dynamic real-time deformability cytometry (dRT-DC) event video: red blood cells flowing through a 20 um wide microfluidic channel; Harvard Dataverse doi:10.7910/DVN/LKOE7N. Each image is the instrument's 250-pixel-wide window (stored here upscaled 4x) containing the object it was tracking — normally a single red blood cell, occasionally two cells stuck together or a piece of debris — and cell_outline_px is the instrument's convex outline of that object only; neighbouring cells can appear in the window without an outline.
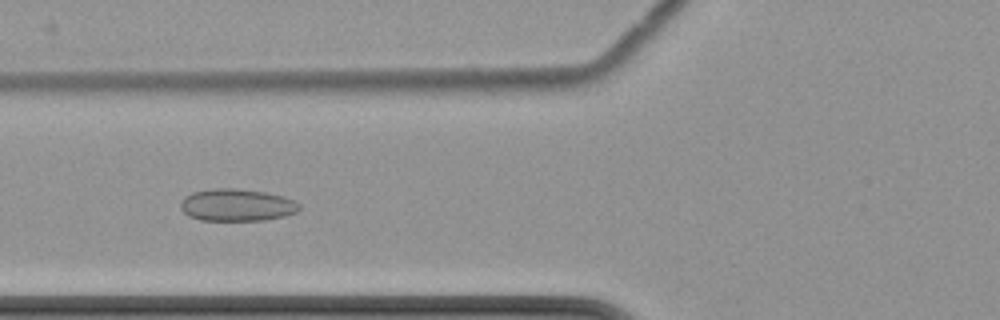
{"species": "common noctule bat (a hibernating species)", "species_latin": "Nyctalus noctula", "temperature_condition": "cold", "stored_images_in_passage": 11, "camera_frame_rate_fps": 3000, "um_per_image_px": 0.085, "animal": {"sex": "female", "body_mass_g": 22.7, "forearm_length_mm": 54.2}, "frame": {"image": 1, "passage_image": 7, "time_ms": 8.0, "image_size_px": [1000, 320], "cell_outline_px": [[300, 208], [296, 212], [284, 216], [264, 220], [200, 220], [188, 216], [180, 208], [180, 204], [184, 196], [192, 192], [212, 188], [236, 188], [264, 192], [284, 196], [300, 204]], "centroid_in_image_um": [20.1, 17.42], "position_along_channel_um": 105.7, "area_um2": 22.37}}
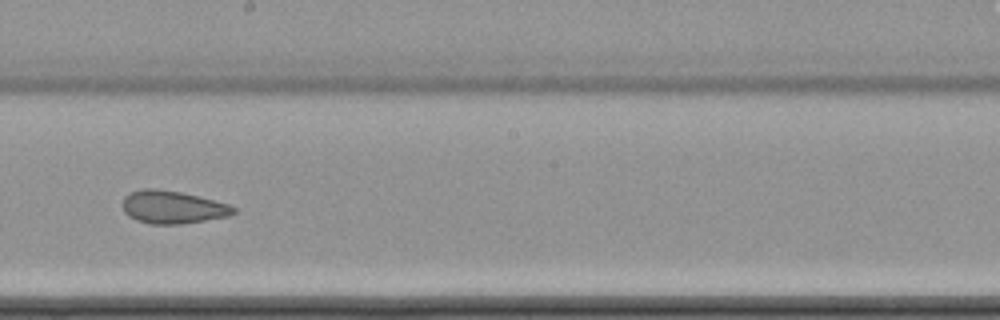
{"frame": {"image": 2, "passage_image": 10, "time_ms": 11.667, "image_size_px": [1000, 320], "cell_outline_px": [[236, 212], [228, 216], [180, 224], [152, 224], [136, 220], [128, 216], [124, 212], [120, 204], [124, 196], [128, 192], [144, 188], [160, 188], [180, 192], [228, 204], [236, 208]], "centroid_in_image_um": [14.59, 17.6], "position_along_channel_um": 233.6, "area_um2": 21.33}}
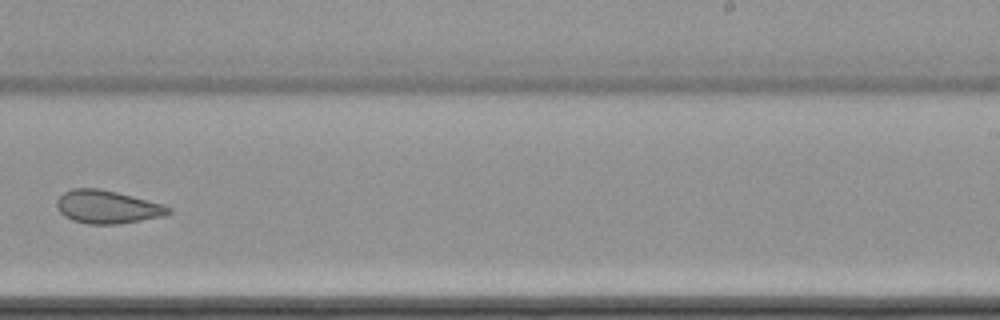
{"frame": {"image": 3, "passage_image": 11, "time_ms": 13.0, "image_size_px": [1000, 320], "cell_outline_px": [[172, 212], [164, 216], [116, 224], [88, 224], [72, 220], [64, 216], [60, 212], [56, 204], [56, 200], [64, 192], [72, 188], [96, 188], [116, 192], [164, 204], [172, 208]], "centroid_in_image_um": [9.12, 17.59], "position_along_channel_um": 279.9, "area_um2": 21.5}}